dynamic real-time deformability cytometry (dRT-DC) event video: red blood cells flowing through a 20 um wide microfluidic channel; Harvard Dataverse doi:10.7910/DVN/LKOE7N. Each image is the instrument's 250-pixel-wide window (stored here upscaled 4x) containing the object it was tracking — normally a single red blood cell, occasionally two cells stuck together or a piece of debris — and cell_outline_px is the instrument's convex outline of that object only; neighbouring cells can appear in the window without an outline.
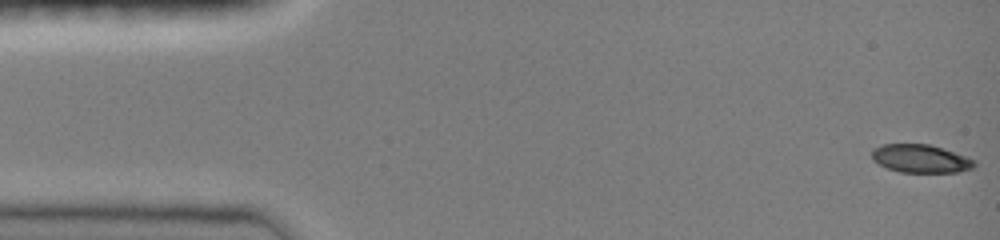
{"species": "common noctule bat (a hibernating species)", "species_latin": "Nyctalus noctula", "temperature_condition": "room temperature", "stored_images_in_passage": 11, "camera_frame_rate_fps": 3000, "um_per_image_px": 0.085, "animal": {"sex": "female", "body_mass_g": 19.0, "forearm_length_mm": 51.5}, "frame": {"image": 1, "passage_image": 1, "time_ms": 0.0, "image_size_px": [1000, 240], "cell_outline_px": [[976, 164], [972, 168], [956, 172], [900, 172], [888, 168], [872, 160], [872, 148], [880, 144], [928, 144], [968, 156], [976, 160]], "centroid_in_image_um": [78.25, 13.47], "position_along_channel_um": 6.7, "area_um2": 16.88}}
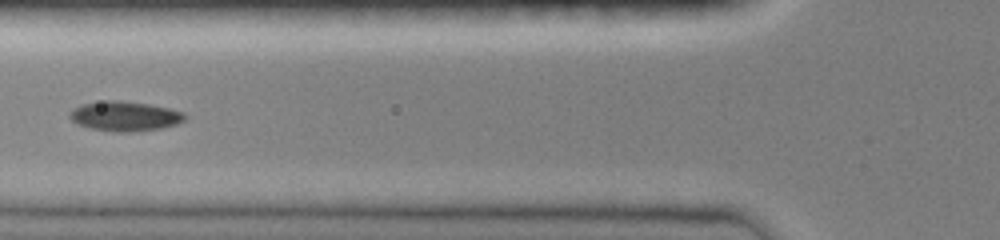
{"frame": {"image": 2, "passage_image": 7, "time_ms": 2.0, "image_size_px": [1000, 240], "cell_outline_px": [[188, 116], [184, 120], [176, 124], [160, 128], [132, 132], [116, 132], [92, 128], [76, 124], [68, 116], [68, 112], [72, 108], [80, 104], [104, 100], [120, 100], [148, 104], [168, 108], [184, 112]], "centroid_in_image_um": [10.57, 9.86], "position_along_channel_um": 115.2, "area_um2": 20.11}}
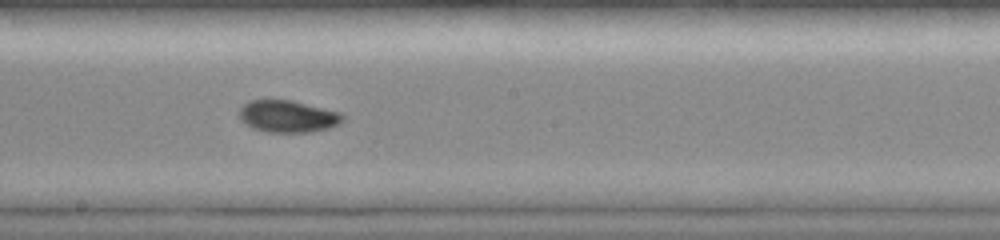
{"frame": {"image": 3, "passage_image": 10, "time_ms": 3.0, "image_size_px": [1000, 240], "cell_outline_px": [[344, 120], [340, 124], [328, 128], [308, 132], [268, 132], [252, 128], [244, 124], [240, 120], [240, 108], [248, 100], [292, 100], [340, 112], [344, 116]], "centroid_in_image_um": [24.46, 9.89], "position_along_channel_um": 223.7, "area_um2": 19.36}}